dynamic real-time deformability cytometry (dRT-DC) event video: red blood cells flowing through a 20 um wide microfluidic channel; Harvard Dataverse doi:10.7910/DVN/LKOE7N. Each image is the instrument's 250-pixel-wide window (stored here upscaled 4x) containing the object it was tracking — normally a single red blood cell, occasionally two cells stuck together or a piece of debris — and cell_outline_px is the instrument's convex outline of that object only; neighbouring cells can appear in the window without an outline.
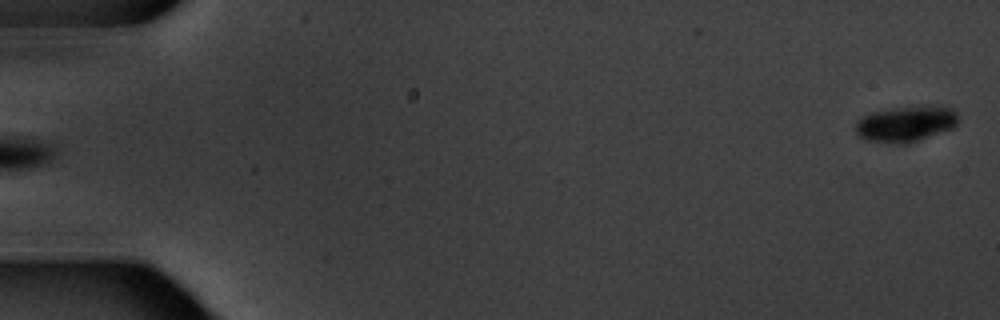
{"species": "common noctule bat (a hibernating species)", "species_latin": "Nyctalus noctula", "temperature_condition": "warm", "stored_images_in_passage": 4, "camera_frame_rate_fps": 3000, "um_per_image_px": 0.085, "animal": {"sex": "male", "body_mass_g": 20.1, "forearm_length_mm": 53.5}, "frame": {"image": 1, "passage_image": 4, "time_ms": 3.667, "image_size_px": [1000, 320], "cell_outline_px": [[956, 124], [952, 128], [908, 144], [896, 144], [868, 140], [856, 136], [856, 120], [872, 112], [892, 108], [924, 104], [940, 104], [952, 108], [956, 112]], "centroid_in_image_um": [77.0, 10.5], "position_along_channel_um": 8.0, "area_um2": 21.85}}